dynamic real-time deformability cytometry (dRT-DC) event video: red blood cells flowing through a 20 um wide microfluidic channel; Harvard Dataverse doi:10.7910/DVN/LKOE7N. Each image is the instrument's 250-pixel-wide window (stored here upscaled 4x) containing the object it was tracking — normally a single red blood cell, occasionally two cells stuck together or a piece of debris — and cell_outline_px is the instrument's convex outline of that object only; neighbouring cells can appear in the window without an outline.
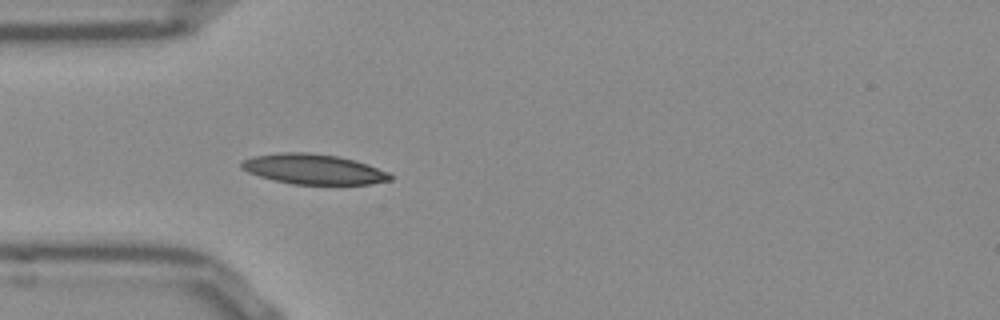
{"species": "Egyptian fruit bat (a non-hibernating species)", "species_latin": "Rousettus aegyptiacus", "temperature_condition": "room temperature", "stored_images_in_passage": 38, "camera_frame_rate_fps": 3000, "um_per_image_px": 0.085, "frame": {"image": 1, "passage_image": 1, "time_ms": 0.0, "image_size_px": [1000, 320], "cell_outline_px": [[392, 180], [368, 184], [292, 184], [260, 176], [248, 172], [240, 168], [240, 160], [252, 156], [280, 152], [308, 152], [336, 156], [356, 160], [388, 172], [392, 176]], "centroid_in_image_um": [26.61, 14.37], "position_along_channel_um": 58.4, "area_um2": 26.13}}
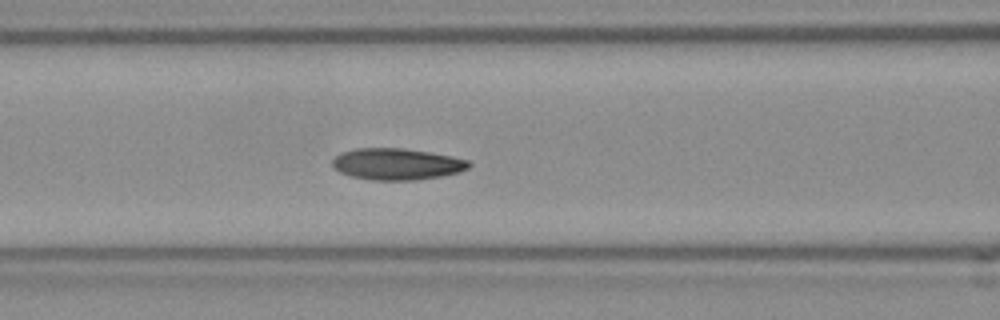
{"frame": {"image": 2, "passage_image": 7, "time_ms": 2.0, "image_size_px": [1000, 320], "cell_outline_px": [[472, 164], [468, 168], [456, 172], [440, 176], [416, 180], [372, 180], [352, 176], [340, 172], [332, 164], [332, 160], [340, 152], [356, 148], [404, 148], [432, 152], [452, 156], [468, 160]], "centroid_in_image_um": [33.73, 13.93], "position_along_channel_um": 132.9, "area_um2": 25.03}}
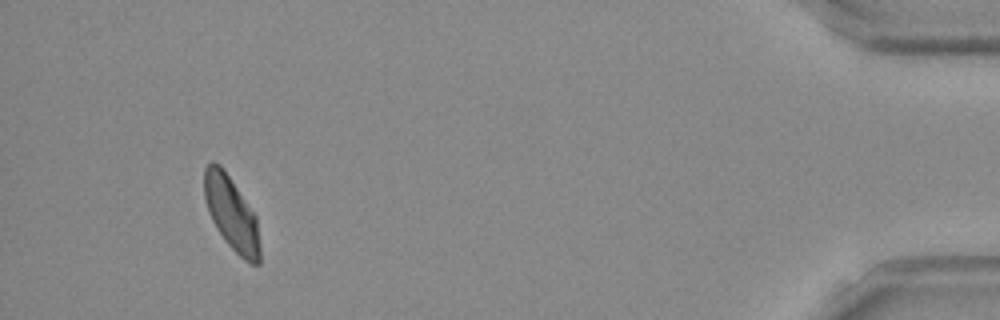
{"frame": {"image": 3, "passage_image": 35, "time_ms": 11.333, "image_size_px": [1000, 320], "cell_outline_px": [[260, 264], [248, 264], [228, 244], [216, 228], [208, 212], [204, 196], [204, 168], [212, 160], [220, 164], [256, 216], [260, 244]], "centroid_in_image_um": [19.67, 18.16], "position_along_channel_um": 415.5, "area_um2": 23.76}, "authors_computed_cell_mechanics": {"area_um2": 24.5361, "velocity_mm_per_s": 3.8154, "shape_relaxation_time_tau1_ms": 3.371, "shape_relaxation_time_tau2_ms": 2.3433, "deformation_change_tau1": 0.115, "deformation_change_tau2": 0.0753}}